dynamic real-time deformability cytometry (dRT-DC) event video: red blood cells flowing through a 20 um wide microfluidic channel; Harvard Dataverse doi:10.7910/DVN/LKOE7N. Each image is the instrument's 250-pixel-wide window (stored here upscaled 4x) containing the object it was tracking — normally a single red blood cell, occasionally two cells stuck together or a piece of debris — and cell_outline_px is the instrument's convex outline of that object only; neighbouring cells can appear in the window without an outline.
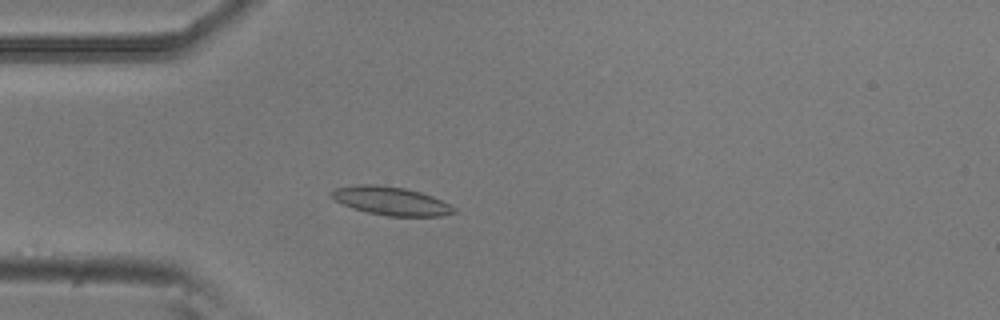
{"species": "common noctule bat (a hibernating species)", "species_latin": "Nyctalus noctula", "temperature_condition": "room temperature", "stored_images_in_passage": 4, "camera_frame_rate_fps": 3000, "um_per_image_px": 0.085, "animal": {"sex": "male", "body_mass_g": 20.5, "forearm_length_mm": 52.5}, "frame": {"image": 1, "passage_image": 4, "time_ms": 1.0, "image_size_px": [1000, 320], "cell_outline_px": [[460, 212], [444, 216], [388, 216], [368, 212], [352, 208], [328, 196], [328, 192], [336, 188], [360, 184], [376, 184], [404, 188], [420, 192], [432, 196], [456, 208]], "centroid_in_image_um": [33.24, 17.08], "position_along_channel_um": 51.8, "area_um2": 20.35}}